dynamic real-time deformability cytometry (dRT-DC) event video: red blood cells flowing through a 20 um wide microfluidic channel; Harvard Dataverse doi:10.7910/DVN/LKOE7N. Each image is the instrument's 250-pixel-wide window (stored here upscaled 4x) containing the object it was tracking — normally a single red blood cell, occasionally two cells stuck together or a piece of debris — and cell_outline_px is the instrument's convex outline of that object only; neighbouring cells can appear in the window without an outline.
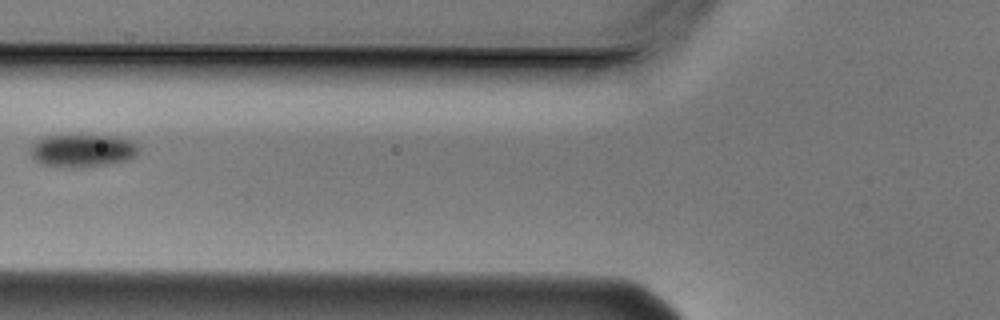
{"species": "Egyptian fruit bat (a non-hibernating species)", "species_latin": "Rousettus aegyptiacus", "temperature_condition": "cold", "stored_images_in_passage": 4, "camera_frame_rate_fps": 3000, "um_per_image_px": 0.085, "animal": {"sex": "male"}, "frame": {"image": 1, "passage_image": 4, "time_ms": 1.0, "image_size_px": [1000, 320], "cell_outline_px": [[140, 148], [136, 156], [128, 160], [108, 164], [76, 168], [44, 164], [36, 160], [32, 156], [32, 148], [44, 136], [116, 136], [132, 140]], "centroid_in_image_um": [7.12, 12.81], "position_along_channel_um": 118.7, "area_um2": 20.29}}